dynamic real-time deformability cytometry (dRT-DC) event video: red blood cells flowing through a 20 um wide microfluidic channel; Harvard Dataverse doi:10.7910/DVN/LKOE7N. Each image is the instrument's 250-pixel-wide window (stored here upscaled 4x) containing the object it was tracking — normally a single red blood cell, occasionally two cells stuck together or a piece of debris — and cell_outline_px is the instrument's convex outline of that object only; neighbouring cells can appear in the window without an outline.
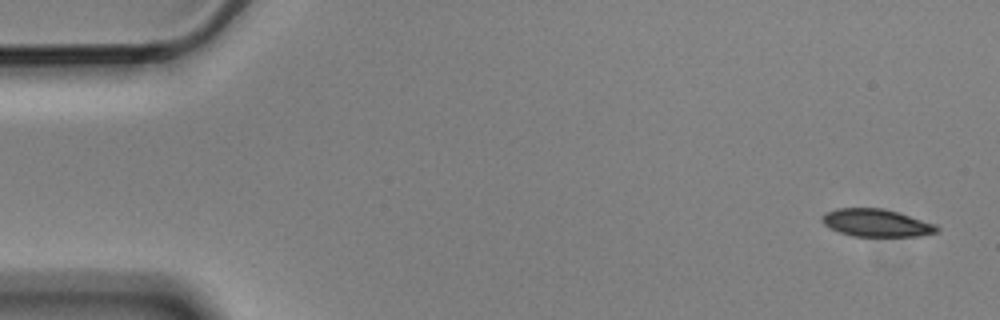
{"species": "Egyptian fruit bat (a non-hibernating species)", "species_latin": "Rousettus aegyptiacus", "temperature_condition": "cold", "stored_images_in_passage": 5, "camera_frame_rate_fps": 3000, "um_per_image_px": 0.085, "animal": {"sex": "male"}, "frame": {"image": 1, "passage_image": 1, "time_ms": 0.0, "image_size_px": [1000, 320], "cell_outline_px": [[940, 228], [936, 232], [920, 236], [852, 236], [840, 232], [824, 224], [820, 220], [820, 216], [824, 212], [836, 208], [884, 208], [900, 212], [936, 224]], "centroid_in_image_um": [74.49, 18.93], "position_along_channel_um": 10.5, "area_um2": 18.67}}
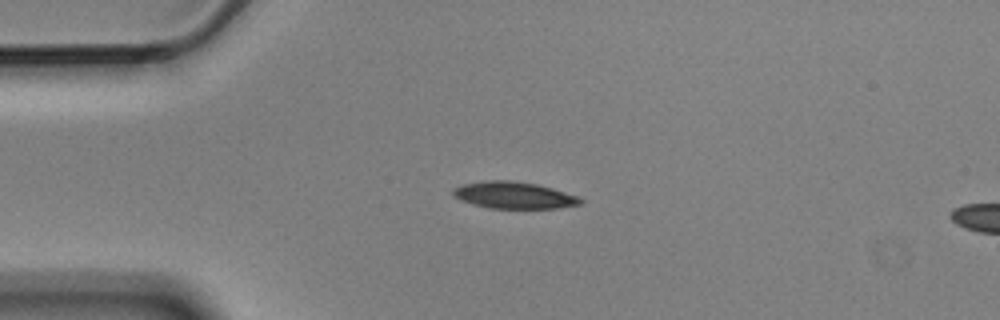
{"frame": {"image": 2, "passage_image": 4, "time_ms": 1.0, "image_size_px": [1000, 320], "cell_outline_px": [[584, 200], [580, 204], [560, 208], [488, 208], [472, 204], [460, 200], [452, 196], [452, 188], [460, 184], [488, 180], [512, 180], [536, 184], [552, 188], [580, 196]], "centroid_in_image_um": [43.66, 16.59], "position_along_channel_um": 41.3, "area_um2": 20.17}}